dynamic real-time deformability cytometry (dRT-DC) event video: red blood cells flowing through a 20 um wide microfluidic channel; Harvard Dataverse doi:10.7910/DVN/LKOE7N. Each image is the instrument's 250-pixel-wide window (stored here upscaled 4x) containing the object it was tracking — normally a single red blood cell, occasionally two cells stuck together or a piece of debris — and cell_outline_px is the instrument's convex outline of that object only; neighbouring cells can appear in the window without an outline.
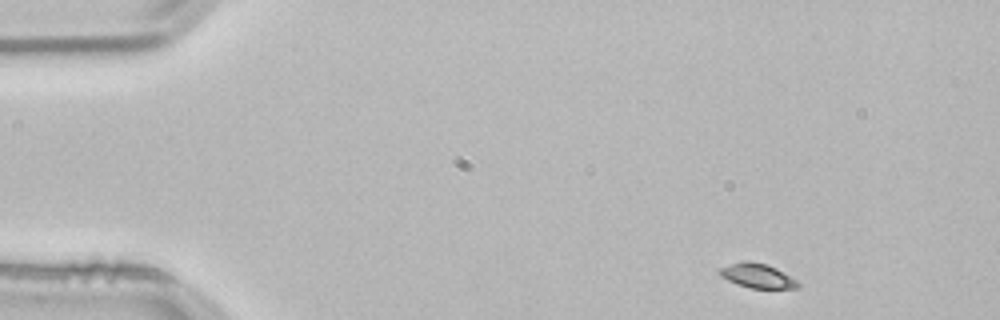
{"species": "common noctule bat (a hibernating species)", "species_latin": "Nyctalus noctula", "temperature_condition": "room temperature", "stored_images_in_passage": 49, "camera_frame_rate_fps": 3000, "um_per_image_px": 0.085, "animal": {"sex": "male", "body_mass_g": 21.5, "forearm_length_mm": 52.0}, "frame": {"image": 1, "passage_image": 1, "time_ms": 0.0, "image_size_px": [1000, 320], "cell_outline_px": [[800, 288], [752, 288], [728, 280], [720, 276], [720, 268], [744, 260], [748, 260], [768, 264], [776, 268], [796, 280], [800, 284]], "centroid_in_image_um": [64.41, 23.43], "position_along_channel_um": 20.6, "area_um2": 10.92}}
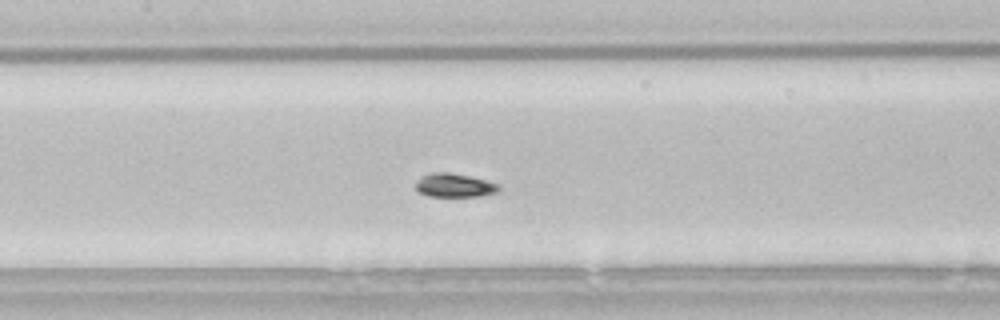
{"frame": {"image": 2, "passage_image": 20, "time_ms": 6.333, "image_size_px": [1000, 320], "cell_outline_px": [[500, 192], [480, 196], [428, 196], [416, 192], [416, 184], [424, 176], [432, 172], [448, 172], [468, 176], [500, 184]], "centroid_in_image_um": [38.66, 15.77], "position_along_channel_um": 168.7, "area_um2": 11.39}}
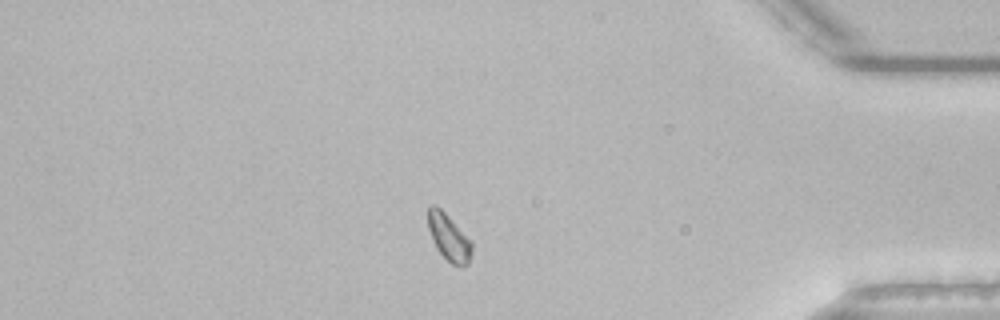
{"frame": {"image": 3, "passage_image": 41, "time_ms": 13.333, "image_size_px": [1000, 320], "cell_outline_px": [[472, 252], [468, 264], [460, 268], [452, 264], [436, 248], [432, 240], [428, 228], [428, 208], [432, 204], [436, 204], [472, 240]], "centroid_in_image_um": [38.16, 20.18], "position_along_channel_um": 397.0, "area_um2": 12.02}, "authors_computed_cell_mechanics": {"area_um2": 11.56, "velocity_mm_per_s": 3.7573, "shape_relaxation_time_tau1_ms": 2.3535, "shape_relaxation_time_tau2_ms": null, "deformation_change_tau1": 0.0787, "deformation_change_tau2": null}}